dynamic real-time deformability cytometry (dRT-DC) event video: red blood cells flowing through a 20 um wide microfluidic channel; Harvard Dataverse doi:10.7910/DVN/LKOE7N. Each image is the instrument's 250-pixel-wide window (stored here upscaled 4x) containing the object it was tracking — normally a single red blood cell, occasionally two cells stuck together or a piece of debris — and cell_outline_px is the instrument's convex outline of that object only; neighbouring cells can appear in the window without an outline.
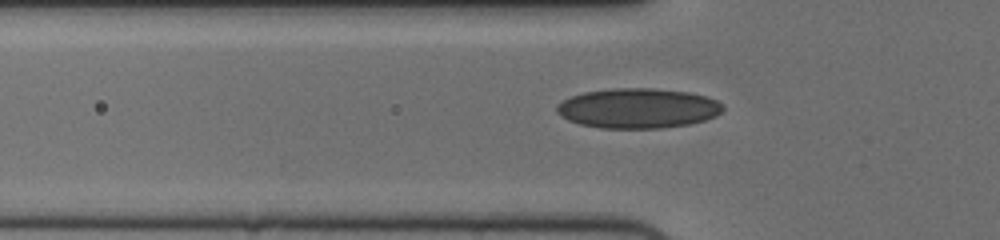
{"species": "human", "species_latin": "Homo sapiens", "temperature_condition": "cold", "stored_images_in_passage": 41, "camera_frame_rate_fps": 3000, "um_per_image_px": 0.085, "donor": {"sex": "female"}, "frame": {"image": 1, "passage_image": 10, "time_ms": 3.0, "image_size_px": [1000, 240], "cell_outline_px": [[724, 108], [716, 116], [704, 120], [688, 124], [664, 128], [600, 128], [580, 124], [568, 120], [560, 116], [556, 112], [556, 104], [572, 96], [584, 92], [612, 88], [652, 88], [688, 92], [704, 96], [716, 100]], "centroid_in_image_um": [54.19, 9.2], "position_along_channel_um": 71.6, "area_um2": 38.61}}
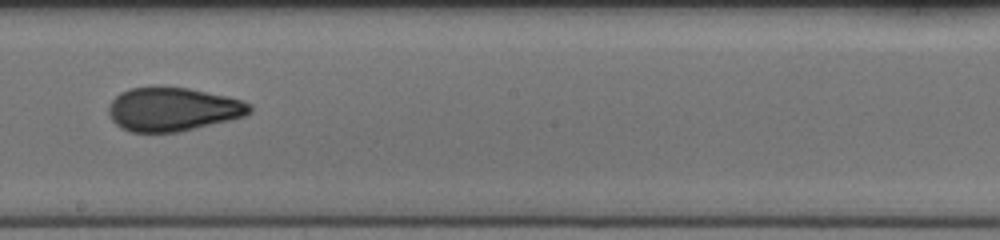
{"frame": {"image": 2, "passage_image": 23, "time_ms": 7.333, "image_size_px": [1000, 240], "cell_outline_px": [[252, 112], [248, 116], [180, 132], [132, 132], [120, 128], [112, 120], [108, 112], [108, 104], [120, 92], [128, 88], [152, 84], [156, 84], [188, 88], [228, 96], [244, 100], [252, 104]], "centroid_in_image_um": [14.7, 9.25], "position_along_channel_um": 233.5, "area_um2": 37.05}}
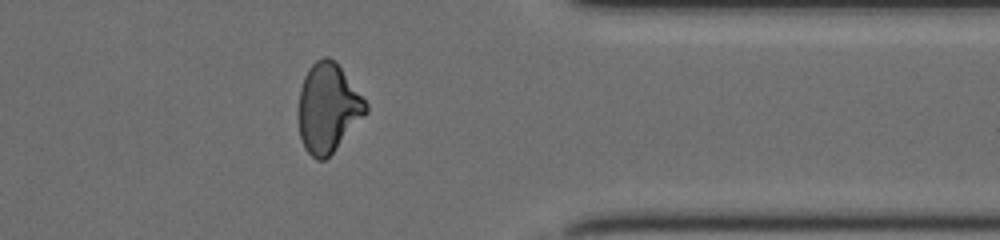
{"frame": {"image": 3, "passage_image": 36, "time_ms": 11.667, "image_size_px": [1000, 240], "cell_outline_px": [[368, 112], [336, 148], [324, 160], [316, 160], [304, 148], [300, 136], [300, 88], [304, 76], [308, 68], [316, 60], [324, 56], [328, 56], [336, 60], [368, 104]], "centroid_in_image_um": [27.9, 9.14], "position_along_channel_um": 383.5, "area_um2": 34.68}}